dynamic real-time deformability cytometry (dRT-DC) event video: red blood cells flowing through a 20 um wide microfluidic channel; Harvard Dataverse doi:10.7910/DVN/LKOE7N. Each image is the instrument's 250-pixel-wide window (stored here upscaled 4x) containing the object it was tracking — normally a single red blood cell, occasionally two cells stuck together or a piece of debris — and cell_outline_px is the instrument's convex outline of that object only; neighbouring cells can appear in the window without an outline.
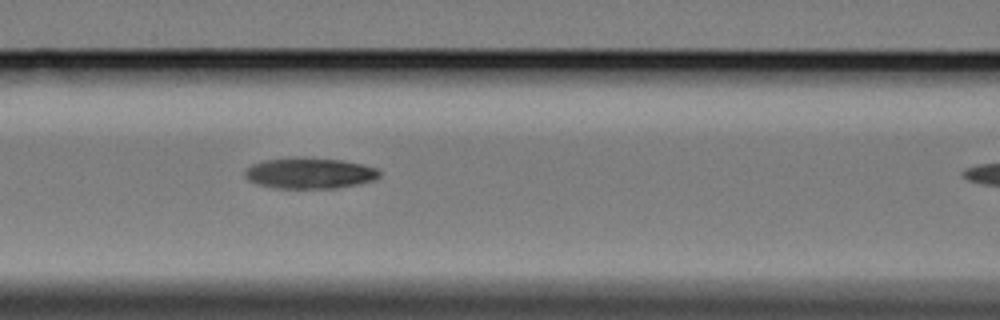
{"species": "Egyptian fruit bat (a non-hibernating species)", "species_latin": "Rousettus aegyptiacus", "temperature_condition": "cold", "stored_images_in_passage": 8, "camera_frame_rate_fps": 3000, "um_per_image_px": 0.085, "animal": {"sex": "female"}, "frame": {"image": 1, "passage_image": 7, "time_ms": 2.0, "image_size_px": [1000, 320], "cell_outline_px": [[380, 176], [376, 180], [336, 188], [280, 188], [256, 184], [248, 180], [244, 176], [244, 172], [252, 164], [264, 160], [288, 156], [344, 160], [380, 168]], "centroid_in_image_um": [26.33, 14.7], "position_along_channel_um": 140.3, "area_um2": 24.57}}